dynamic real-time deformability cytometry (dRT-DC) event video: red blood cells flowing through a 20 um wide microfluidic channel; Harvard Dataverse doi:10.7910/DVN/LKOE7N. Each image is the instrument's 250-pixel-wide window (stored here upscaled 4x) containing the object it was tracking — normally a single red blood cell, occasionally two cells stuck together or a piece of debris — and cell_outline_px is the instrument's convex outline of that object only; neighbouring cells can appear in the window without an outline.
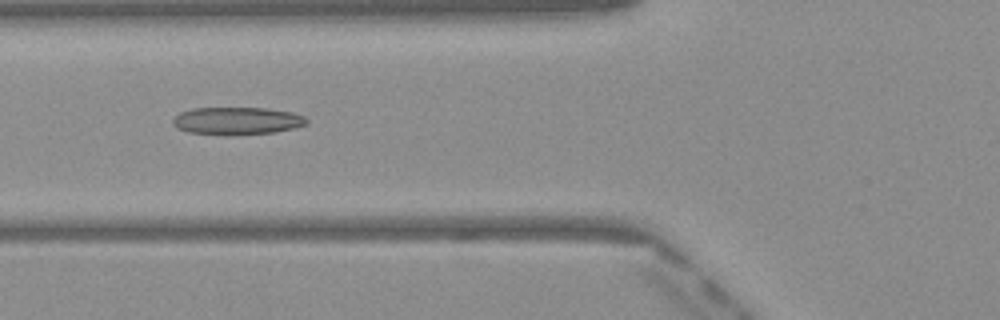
{"species": "Egyptian fruit bat (a non-hibernating species)", "species_latin": "Rousettus aegyptiacus", "temperature_condition": "warm", "stored_images_in_passage": 46, "camera_frame_rate_fps": 3000, "um_per_image_px": 0.085, "frame": {"image": 1, "passage_image": 19, "time_ms": 6.0, "image_size_px": [1000, 320], "cell_outline_px": [[308, 124], [296, 128], [276, 132], [232, 136], [228, 136], [188, 132], [176, 128], [172, 124], [172, 120], [180, 112], [192, 108], [268, 108], [292, 112], [304, 116], [308, 120]], "centroid_in_image_um": [20.16, 10.29], "position_along_channel_um": 105.6, "area_um2": 21.96}}
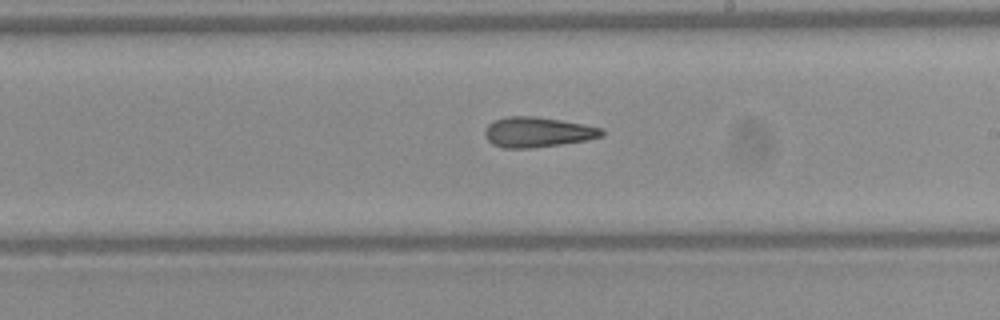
{"frame": {"image": 2, "passage_image": 29, "time_ms": 9.333, "image_size_px": [1000, 320], "cell_outline_px": [[604, 136], [588, 140], [532, 148], [504, 148], [492, 144], [484, 136], [484, 132], [488, 124], [496, 120], [508, 116], [532, 116], [560, 120], [584, 124], [604, 128]], "centroid_in_image_um": [45.71, 11.23], "position_along_channel_um": 243.3, "area_um2": 20.58}}
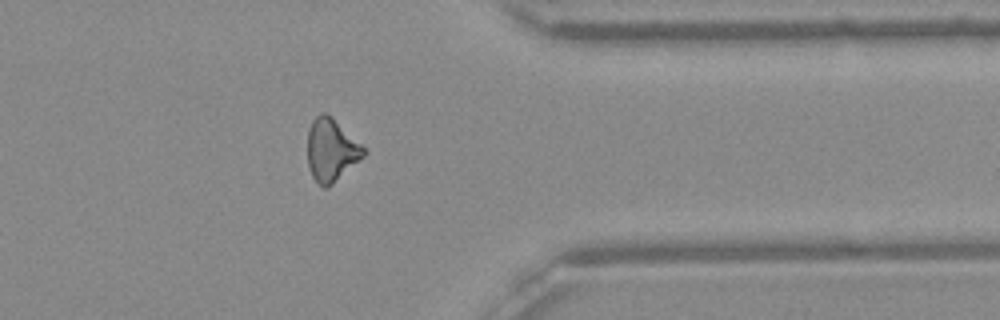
{"frame": {"image": 3, "passage_image": 40, "time_ms": 13.0, "image_size_px": [1000, 320], "cell_outline_px": [[368, 152], [364, 156], [328, 188], [324, 188], [312, 176], [308, 164], [308, 132], [312, 120], [320, 112], [324, 112], [332, 116]], "centroid_in_image_um": [28.15, 12.74], "position_along_channel_um": 383.3, "area_um2": 20.29}}